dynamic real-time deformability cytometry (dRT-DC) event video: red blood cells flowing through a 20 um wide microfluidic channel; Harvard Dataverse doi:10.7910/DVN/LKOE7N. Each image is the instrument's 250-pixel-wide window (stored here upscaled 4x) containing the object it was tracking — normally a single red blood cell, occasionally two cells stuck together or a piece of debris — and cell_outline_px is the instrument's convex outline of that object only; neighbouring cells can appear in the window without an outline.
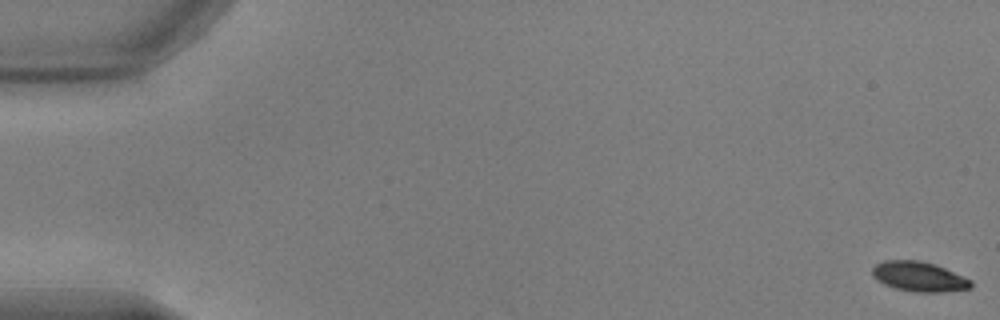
{"species": "common noctule bat (a hibernating species)", "species_latin": "Nyctalus noctula", "temperature_condition": "warm", "stored_images_in_passage": 54, "camera_frame_rate_fps": 3000, "um_per_image_px": 0.085, "animal": {"sex": "male", "body_mass_g": 17.9, "forearm_length_mm": 54.2}, "frame": {"image": 1, "passage_image": 1, "time_ms": 0.0, "image_size_px": [1000, 320], "cell_outline_px": [[972, 288], [940, 292], [912, 292], [896, 288], [884, 284], [876, 280], [872, 276], [872, 268], [876, 264], [884, 260], [920, 260], [936, 264], [972, 280]], "centroid_in_image_um": [78.11, 23.5], "position_along_channel_um": 6.9, "area_um2": 17.28}}
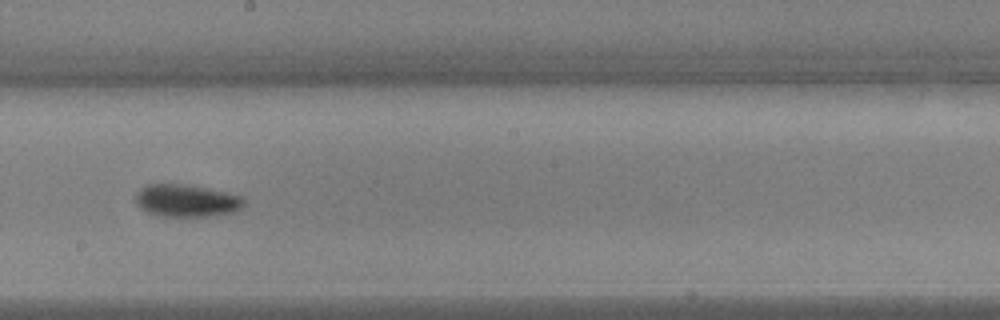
{"frame": {"image": 2, "passage_image": 31, "time_ms": 10.0, "image_size_px": [1000, 320], "cell_outline_px": [[244, 204], [236, 212], [208, 216], [156, 216], [140, 208], [136, 204], [136, 192], [140, 188], [148, 184], [184, 184], [208, 188], [244, 196]], "centroid_in_image_um": [15.85, 17.05], "position_along_channel_um": 232.3, "area_um2": 20.63}}
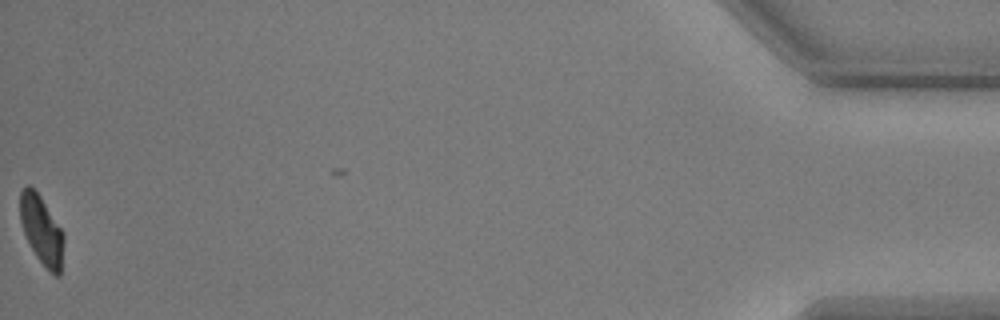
{"frame": {"image": 3, "passage_image": 54, "time_ms": 17.667, "image_size_px": [1000, 320], "cell_outline_px": [[64, 240], [60, 276], [56, 276], [36, 256], [24, 232], [20, 220], [20, 192], [28, 184], [40, 196], [64, 232]], "centroid_in_image_um": [3.55, 19.54], "position_along_channel_um": 431.7, "area_um2": 17.11}, "authors_computed_cell_mechanics": {"area_um2": 18.9584, "velocity_mm_per_s": 3.8262, "shape_relaxation_time_tau1_ms": 2.7093, "shape_relaxation_time_tau2_ms": 3.6404, "deformation_change_tau1": 0.1231, "deformation_change_tau2": 0.0718}}